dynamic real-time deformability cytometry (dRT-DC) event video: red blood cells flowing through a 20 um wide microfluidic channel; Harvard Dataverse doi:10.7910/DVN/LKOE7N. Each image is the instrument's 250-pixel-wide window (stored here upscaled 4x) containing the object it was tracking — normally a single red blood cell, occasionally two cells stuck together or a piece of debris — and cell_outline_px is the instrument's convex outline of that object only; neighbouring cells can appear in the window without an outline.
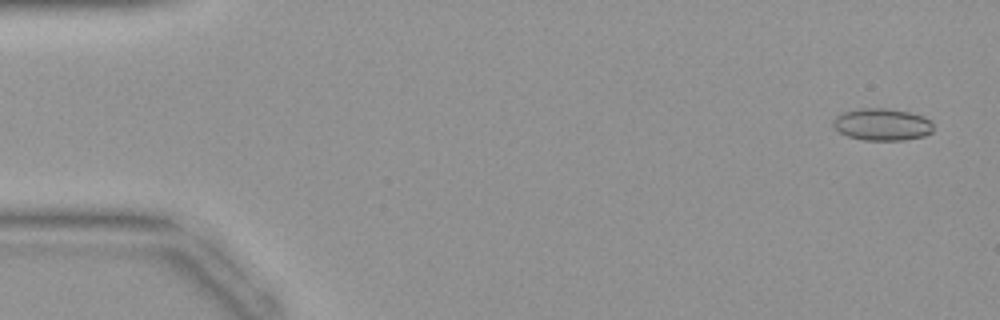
{"species": "common noctule bat (a hibernating species)", "species_latin": "Nyctalus noctula", "temperature_condition": "warm", "stored_images_in_passage": 43, "camera_frame_rate_fps": 3000, "um_per_image_px": 0.085, "animal": {"sex": "female", "body_mass_g": 19.9}, "frame": {"image": 1, "passage_image": 2, "time_ms": 0.333, "image_size_px": [1000, 320], "cell_outline_px": [[932, 132], [924, 136], [904, 140], [864, 140], [848, 136], [832, 128], [832, 120], [836, 116], [844, 112], [860, 108], [888, 108], [908, 112], [924, 116], [932, 120]], "centroid_in_image_um": [74.97, 10.57], "position_along_channel_um": 10.0, "area_um2": 18.9}}
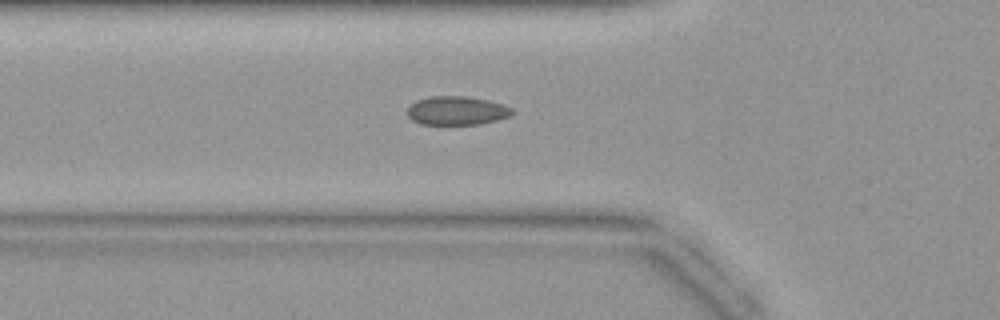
{"frame": {"image": 2, "passage_image": 15, "time_ms": 4.667, "image_size_px": [1000, 320], "cell_outline_px": [[516, 112], [512, 116], [500, 120], [480, 124], [420, 124], [412, 120], [408, 116], [408, 108], [416, 100], [428, 96], [464, 96], [488, 100], [504, 104], [512, 108]], "centroid_in_image_um": [38.89, 9.4], "position_along_channel_um": 86.9, "area_um2": 17.8}}
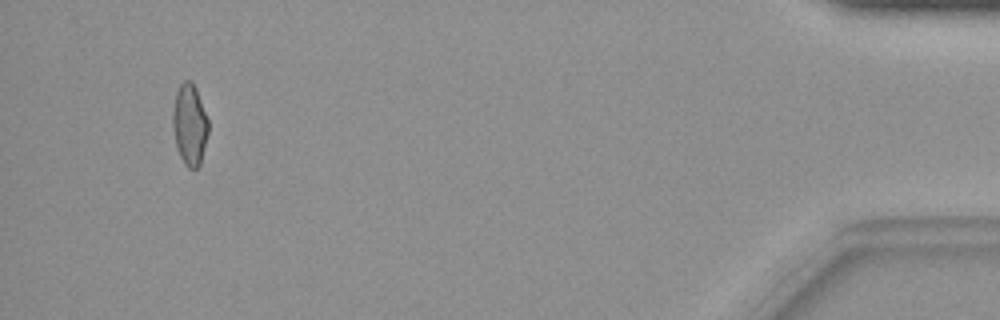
{"frame": {"image": 3, "passage_image": 41, "time_ms": 13.333, "image_size_px": [1000, 320], "cell_outline_px": [[208, 132], [200, 164], [196, 168], [188, 168], [184, 164], [176, 148], [172, 124], [172, 108], [176, 92], [180, 84], [184, 80], [192, 80], [196, 88], [208, 120]], "centroid_in_image_um": [16.1, 10.57], "position_along_channel_um": 419.1, "area_um2": 16.94}}